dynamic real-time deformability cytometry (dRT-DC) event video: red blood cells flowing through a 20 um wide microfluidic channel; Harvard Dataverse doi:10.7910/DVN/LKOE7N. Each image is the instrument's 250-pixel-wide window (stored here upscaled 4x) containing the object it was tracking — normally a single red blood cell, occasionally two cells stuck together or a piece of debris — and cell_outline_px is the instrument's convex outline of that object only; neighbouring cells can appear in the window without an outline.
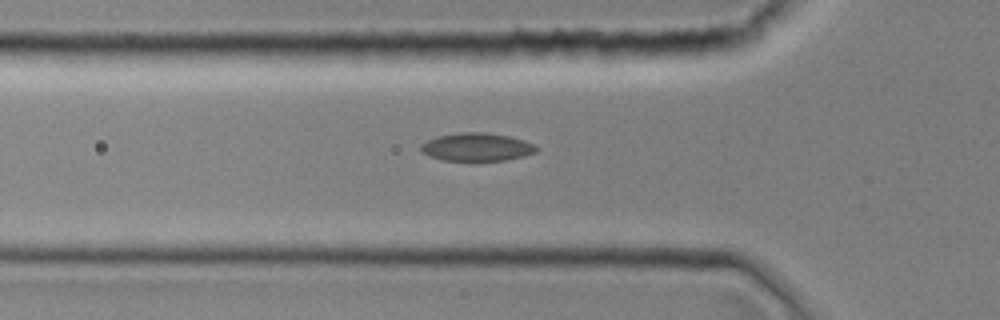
{"species": "common noctule bat (a hibernating species)", "species_latin": "Nyctalus noctula", "temperature_condition": "room temperature", "stored_images_in_passage": 29, "camera_frame_rate_fps": 3000, "um_per_image_px": 0.085, "animal": {"sex": "female", "body_mass_g": 19.0, "forearm_length_mm": 51.5}, "frame": {"image": 1, "passage_image": 4, "time_ms": 1.0, "image_size_px": [1000, 320], "cell_outline_px": [[540, 148], [536, 152], [524, 156], [504, 160], [444, 160], [420, 152], [420, 144], [428, 140], [440, 136], [460, 132], [488, 132], [508, 136], [524, 140], [536, 144]], "centroid_in_image_um": [40.57, 12.48], "position_along_channel_um": 85.2, "area_um2": 18.84}}
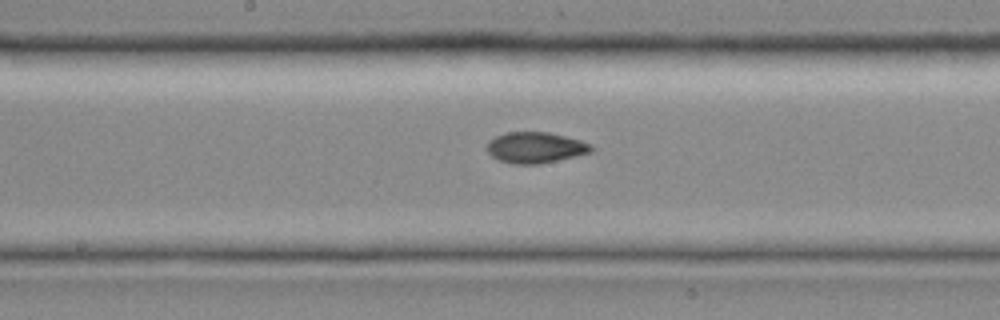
{"frame": {"image": 2, "passage_image": 12, "time_ms": 3.667, "image_size_px": [1000, 320], "cell_outline_px": [[592, 152], [576, 156], [540, 164], [512, 164], [500, 160], [492, 156], [484, 148], [488, 140], [504, 132], [548, 132], [580, 140], [592, 144]], "centroid_in_image_um": [45.47, 12.54], "position_along_channel_um": 202.7, "area_um2": 18.96}}
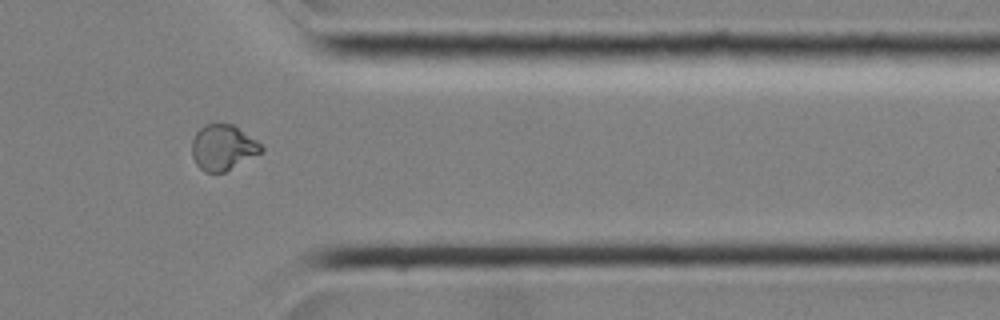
{"frame": {"image": 3, "passage_image": 25, "time_ms": 8.0, "image_size_px": [1000, 320], "cell_outline_px": [[264, 152], [224, 172], [204, 172], [196, 164], [192, 156], [192, 140], [196, 132], [204, 124], [232, 124], [256, 140], [264, 148]], "centroid_in_image_um": [18.95, 12.54], "position_along_channel_um": 392.5, "area_um2": 18.38}}